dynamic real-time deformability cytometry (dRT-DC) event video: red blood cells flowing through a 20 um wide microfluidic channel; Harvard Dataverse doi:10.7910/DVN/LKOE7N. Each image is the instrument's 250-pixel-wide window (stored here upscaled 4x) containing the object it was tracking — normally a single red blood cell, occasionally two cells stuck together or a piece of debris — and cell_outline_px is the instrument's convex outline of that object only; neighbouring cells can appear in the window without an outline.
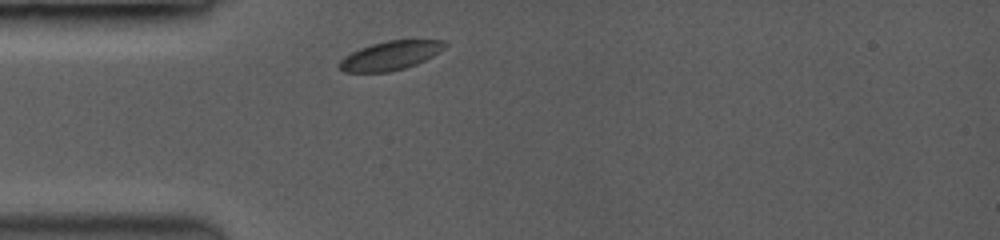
{"species": "common noctule bat (a hibernating species)", "species_latin": "Nyctalus noctula", "temperature_condition": "room temperature", "stored_images_in_passage": 35, "camera_frame_rate_fps": 3500, "um_per_image_px": 0.085, "animal": {"sex": "female", "body_mass_g": 19.0, "forearm_length_mm": 53.3}, "frame": {"image": 1, "passage_image": 1, "time_ms": 0.0, "image_size_px": [1000, 240], "cell_outline_px": [[448, 44], [444, 48], [432, 56], [416, 64], [404, 68], [388, 72], [344, 72], [336, 64], [344, 56], [360, 48], [372, 44], [388, 40], [444, 40]], "centroid_in_image_um": [33.15, 4.72], "position_along_channel_um": 51.8, "area_um2": 17.69}}
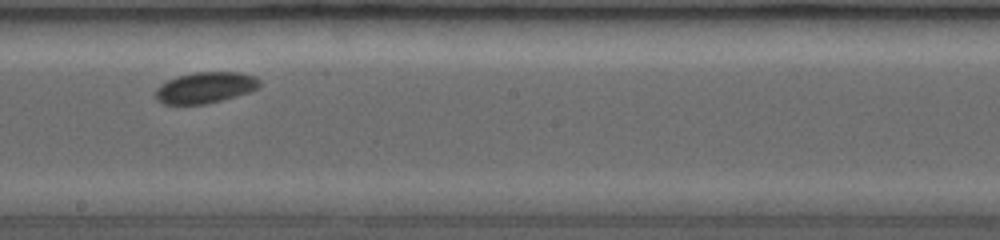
{"frame": {"image": 2, "passage_image": 18, "time_ms": 4.857, "image_size_px": [1000, 240], "cell_outline_px": [[260, 84], [256, 88], [248, 92], [220, 100], [204, 104], [164, 104], [156, 96], [156, 88], [168, 80], [176, 76], [196, 72], [240, 72], [256, 76], [260, 80]], "centroid_in_image_um": [17.46, 7.43], "position_along_channel_um": 230.7, "area_um2": 18.55}}
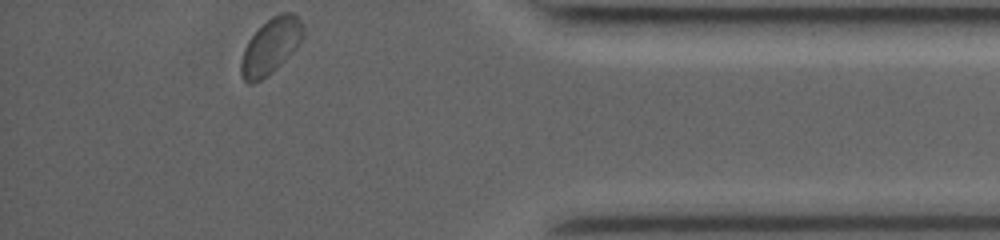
{"frame": {"image": 3, "passage_image": 35, "time_ms": 10.0, "image_size_px": [1000, 240], "cell_outline_px": [[304, 28], [300, 40], [292, 52], [272, 72], [260, 80], [252, 84], [248, 84], [240, 76], [240, 64], [244, 48], [248, 40], [272, 16], [284, 12], [292, 12], [300, 20]], "centroid_in_image_um": [22.97, 3.95], "position_along_channel_um": 412.2, "area_um2": 19.71}, "authors_computed_cell_mechanics": {"area_um2": 18.4382, "velocity_mm_per_s": 3.8769, "shape_relaxation_time_tau1_ms": 2.7372, "shape_relaxation_time_tau2_ms": null, "deformation_change_tau1": 0.0603, "deformation_change_tau2": null}}